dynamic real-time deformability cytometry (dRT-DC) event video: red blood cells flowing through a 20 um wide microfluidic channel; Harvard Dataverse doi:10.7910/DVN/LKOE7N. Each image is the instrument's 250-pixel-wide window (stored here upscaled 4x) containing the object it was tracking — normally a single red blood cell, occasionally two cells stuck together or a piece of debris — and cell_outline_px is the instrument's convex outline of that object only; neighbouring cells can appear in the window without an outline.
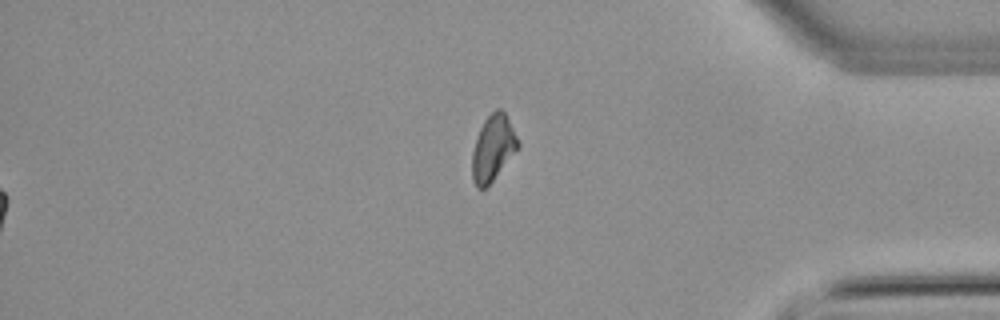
{"species": "common noctule bat (a hibernating species)", "species_latin": "Nyctalus noctula", "temperature_condition": "warm", "stored_images_in_passage": 55, "segment_of_instrument_passage": [2, 2], "camera_frame_rate_fps": 3000, "um_per_image_px": 0.085, "animal": {"sex": "male", "body_mass_g": 21.5, "forearm_length_mm": 52.0}, "frame": {"image": 1, "passage_image": 55, "time_ms": 18.0, "image_size_px": [1000, 320], "cell_outline_px": [[520, 148], [492, 180], [484, 188], [476, 188], [472, 180], [472, 152], [480, 128], [484, 120], [496, 108], [500, 108], [504, 112], [520, 144]], "centroid_in_image_um": [41.9, 12.59], "position_along_channel_um": 393.3, "area_um2": 17.34}}